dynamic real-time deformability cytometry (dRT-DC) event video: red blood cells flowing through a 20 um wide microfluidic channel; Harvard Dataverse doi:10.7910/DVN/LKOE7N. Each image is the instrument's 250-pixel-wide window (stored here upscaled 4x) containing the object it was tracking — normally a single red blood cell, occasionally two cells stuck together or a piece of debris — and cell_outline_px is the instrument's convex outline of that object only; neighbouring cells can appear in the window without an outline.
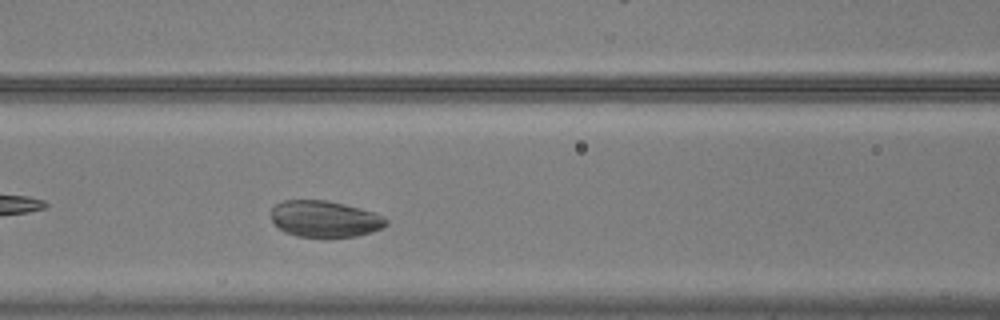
{"species": "common noctule bat (a hibernating species)", "species_latin": "Nyctalus noctula", "temperature_condition": "warm", "stored_images_in_passage": 39, "camera_frame_rate_fps": 3000, "um_per_image_px": 0.085, "animal": {"sex": "male", "body_mass_g": 20.5, "forearm_length_mm": 52.5}, "frame": {"image": 1, "passage_image": 11, "time_ms": 3.333, "image_size_px": [1000, 320], "cell_outline_px": [[388, 224], [372, 232], [356, 236], [296, 236], [284, 232], [272, 220], [272, 208], [276, 204], [284, 200], [328, 200], [360, 208], [384, 216], [388, 220]], "centroid_in_image_um": [27.61, 18.59], "position_along_channel_um": 139.0, "area_um2": 24.16}}
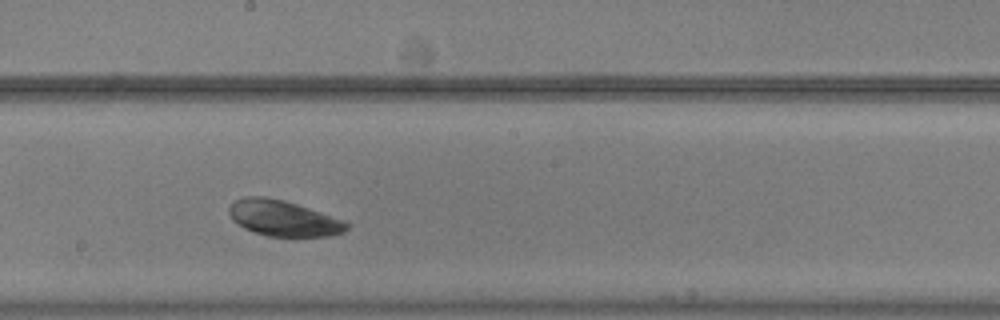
{"frame": {"image": 2, "passage_image": 18, "time_ms": 5.667, "image_size_px": [1000, 320], "cell_outline_px": [[348, 228], [344, 232], [332, 236], [268, 236], [244, 228], [232, 220], [228, 212], [228, 208], [236, 200], [244, 196], [264, 196], [284, 200], [320, 212], [340, 220], [348, 224]], "centroid_in_image_um": [24.04, 18.55], "position_along_channel_um": 224.2, "area_um2": 24.16}}
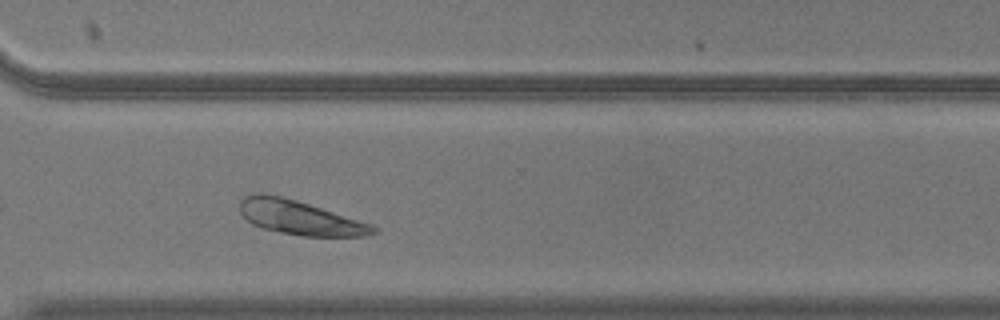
{"frame": {"image": 3, "passage_image": 28, "time_ms": 9.0, "image_size_px": [1000, 320], "cell_outline_px": [[380, 232], [364, 236], [300, 236], [280, 232], [264, 228], [252, 224], [240, 212], [240, 200], [244, 196], [256, 192], [264, 192], [296, 200], [372, 224], [380, 228]], "centroid_in_image_um": [25.5, 18.49], "position_along_channel_um": 345.1, "area_um2": 26.65}}